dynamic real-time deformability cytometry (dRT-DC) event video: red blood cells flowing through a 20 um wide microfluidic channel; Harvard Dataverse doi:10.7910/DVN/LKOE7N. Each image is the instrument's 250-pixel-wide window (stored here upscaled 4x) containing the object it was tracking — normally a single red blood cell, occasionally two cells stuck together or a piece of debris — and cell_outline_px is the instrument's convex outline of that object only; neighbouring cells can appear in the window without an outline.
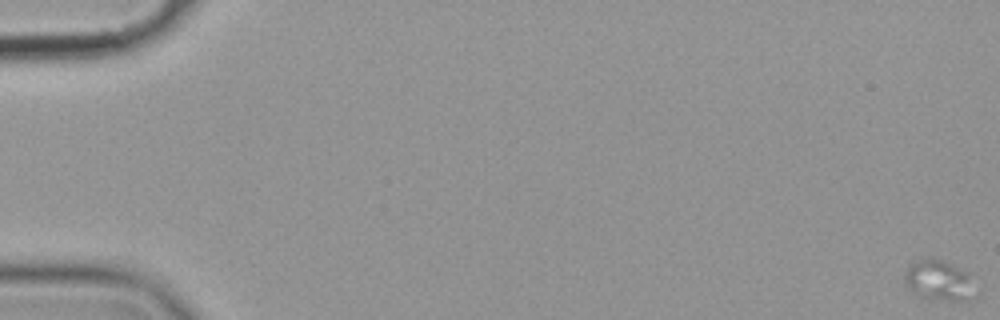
{"species": "common noctule bat (a hibernating species)", "species_latin": "Nyctalus noctula", "temperature_condition": "cold", "stored_images_in_passage": 37, "camera_frame_rate_fps": 3000, "um_per_image_px": 0.085, "animal": {"sex": "female", "body_mass_g": 19.9}, "frame": {"image": 1, "passage_image": 1, "time_ms": 0.0, "image_size_px": [1000, 320], "cell_outline_px": [[980, 296], [968, 300], [928, 300], [912, 292], [908, 288], [904, 280], [904, 276], [908, 268], [916, 260], [932, 256], [968, 272], [980, 292]], "centroid_in_image_um": [79.89, 23.87], "position_along_channel_um": 5.1, "area_um2": 17.28}}
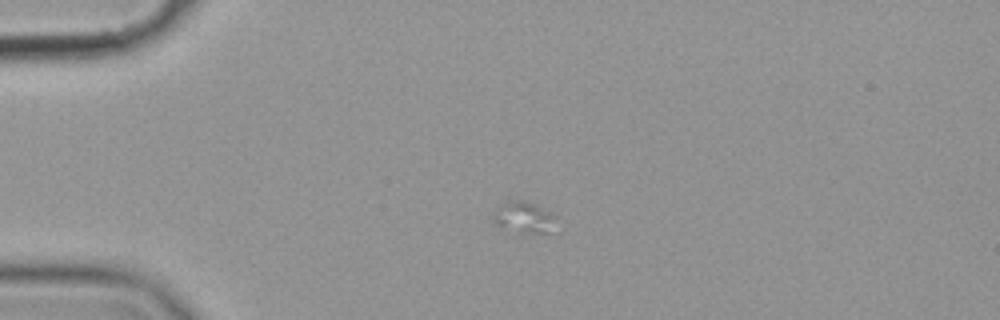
{"frame": {"image": 2, "passage_image": 16, "time_ms": 5.0, "image_size_px": [1000, 320], "cell_outline_px": [[560, 232], [556, 236], [516, 236], [500, 228], [492, 220], [496, 208], [508, 196], [524, 200], [536, 204], [556, 216]], "centroid_in_image_um": [44.64, 18.6], "position_along_channel_um": 40.4, "area_um2": 13.81}}